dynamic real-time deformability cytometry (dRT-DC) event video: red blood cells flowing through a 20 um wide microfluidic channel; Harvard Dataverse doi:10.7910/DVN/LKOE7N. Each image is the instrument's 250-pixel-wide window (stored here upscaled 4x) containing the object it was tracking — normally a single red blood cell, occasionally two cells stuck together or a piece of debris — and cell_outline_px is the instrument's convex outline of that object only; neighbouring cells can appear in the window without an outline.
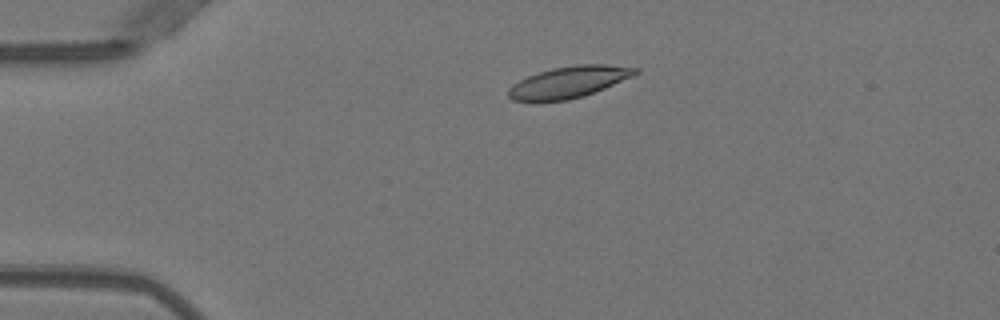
{"species": "Egyptian fruit bat (a non-hibernating species)", "species_latin": "Rousettus aegyptiacus", "temperature_condition": "warm", "stored_images_in_passage": 41, "camera_frame_rate_fps": 3000, "um_per_image_px": 0.085, "animal": {"sex": "female"}, "frame": {"image": 1, "passage_image": 1, "time_ms": 0.0, "image_size_px": [1000, 320], "cell_outline_px": [[640, 72], [632, 76], [604, 88], [584, 96], [568, 100], [536, 104], [512, 100], [508, 96], [508, 88], [512, 84], [528, 76], [552, 68], [576, 64], [604, 64], [640, 68]], "centroid_in_image_um": [48.28, 7.01], "position_along_channel_um": 36.7, "area_um2": 23.81}}
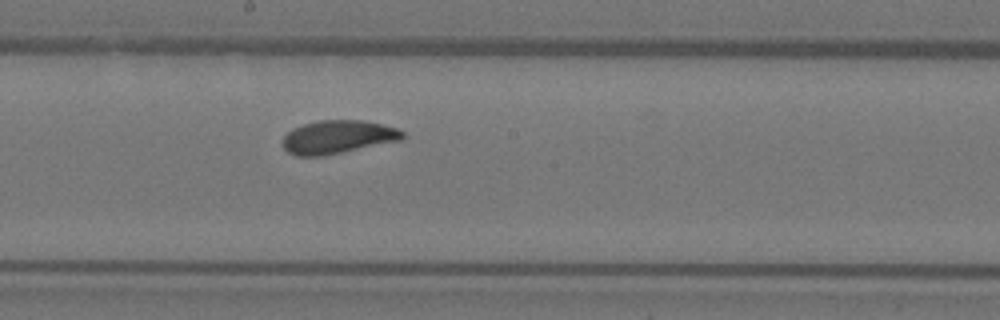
{"frame": {"image": 2, "passage_image": 18, "time_ms": 5.667, "image_size_px": [1000, 320], "cell_outline_px": [[404, 136], [400, 140], [324, 156], [296, 156], [288, 152], [284, 148], [284, 136], [292, 128], [304, 124], [320, 120], [360, 120], [380, 124], [396, 128], [404, 132]], "centroid_in_image_um": [28.69, 11.65], "position_along_channel_um": 219.5, "area_um2": 23.0}}
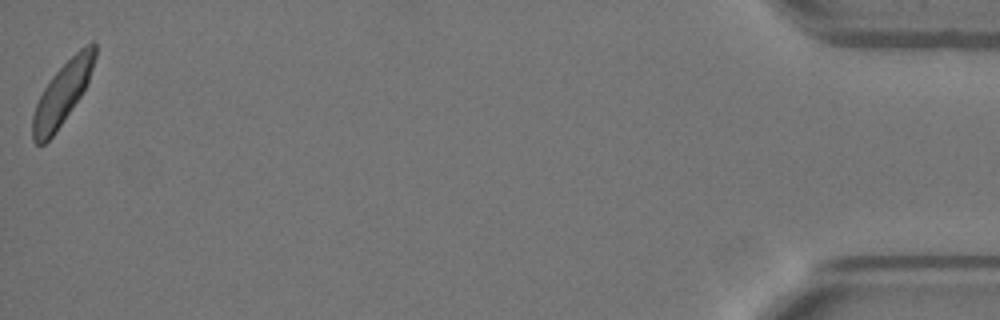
{"frame": {"image": 3, "passage_image": 41, "time_ms": 13.333, "image_size_px": [1000, 320], "cell_outline_px": [[96, 56], [88, 84], [56, 132], [44, 144], [36, 144], [32, 140], [32, 116], [36, 104], [44, 88], [52, 76], [80, 48], [92, 40], [96, 44]], "centroid_in_image_um": [5.31, 7.94], "position_along_channel_um": 429.9, "area_um2": 22.37}, "authors_computed_cell_mechanics": {"area_um2": 23.0622, "velocity_mm_per_s": 3.9584, "shape_relaxation_time_tau1_ms": 5.4533, "shape_relaxation_time_tau2_ms": 1.41, "deformation_change_tau1": 0.1546, "deformation_change_tau2": 0.0603}}